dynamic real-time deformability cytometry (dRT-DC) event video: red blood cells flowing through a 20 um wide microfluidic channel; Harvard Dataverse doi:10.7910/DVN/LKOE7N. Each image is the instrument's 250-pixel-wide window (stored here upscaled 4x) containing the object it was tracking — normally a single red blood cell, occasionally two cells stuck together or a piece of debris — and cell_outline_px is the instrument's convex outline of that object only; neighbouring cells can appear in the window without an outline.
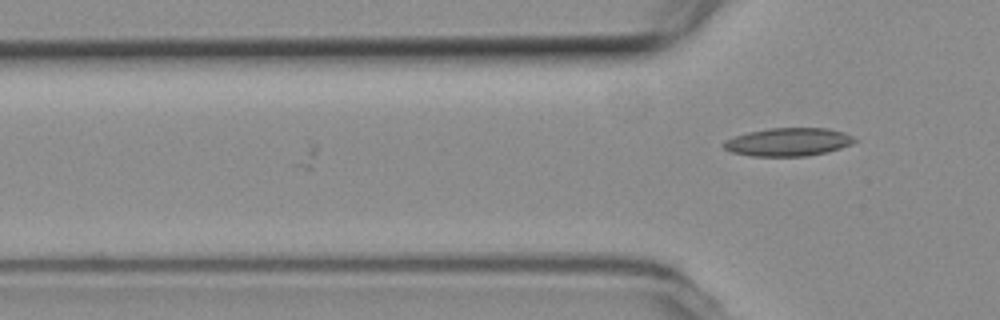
{"species": "common noctule bat (a hibernating species)", "species_latin": "Nyctalus noctula", "temperature_condition": "room temperature", "stored_images_in_passage": 3, "camera_frame_rate_fps": 3000, "um_per_image_px": 0.085, "animal": {"sex": "female", "body_mass_g": 19.3, "forearm_length_mm": 54.1}, "frame": {"image": 1, "passage_image": 3, "time_ms": 0.667, "image_size_px": [1000, 320], "cell_outline_px": [[860, 140], [852, 144], [828, 152], [808, 156], [752, 156], [732, 152], [724, 148], [724, 144], [728, 140], [736, 136], [748, 132], [768, 128], [828, 128], [844, 132]], "centroid_in_image_um": [67.08, 12.07], "position_along_channel_um": 58.7, "area_um2": 21.44}}